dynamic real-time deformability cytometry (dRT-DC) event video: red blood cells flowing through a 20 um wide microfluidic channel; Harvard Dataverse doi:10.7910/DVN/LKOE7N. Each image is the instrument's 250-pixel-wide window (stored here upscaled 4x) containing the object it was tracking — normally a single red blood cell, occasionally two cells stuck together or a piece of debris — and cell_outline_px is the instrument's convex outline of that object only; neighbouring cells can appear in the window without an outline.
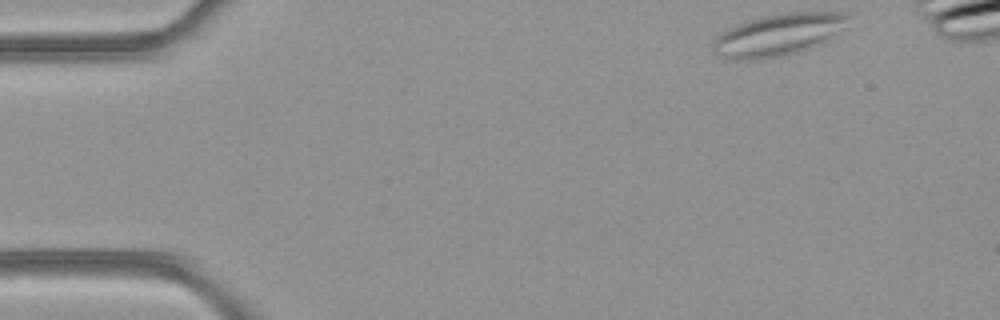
{"species": "common noctule bat (a hibernating species)", "species_latin": "Nyctalus noctula", "temperature_condition": "room temperature", "stored_images_in_passage": 42, "camera_frame_rate_fps": 3000, "um_per_image_px": 0.085, "animal": {"sex": "female", "body_mass_g": 21.9}, "frame": {"image": 1, "passage_image": 1, "time_ms": 0.0, "image_size_px": [1000, 320], "cell_outline_px": [[852, 16], [844, 28], [828, 40], [820, 44], [796, 52], [780, 56], [752, 60], [732, 60], [720, 56], [712, 52], [712, 44], [716, 36], [728, 28], [736, 24], [748, 20], [764, 16], [784, 12], [848, 12]], "centroid_in_image_um": [66.15, 2.94], "position_along_channel_um": 18.8, "area_um2": 33.35}}
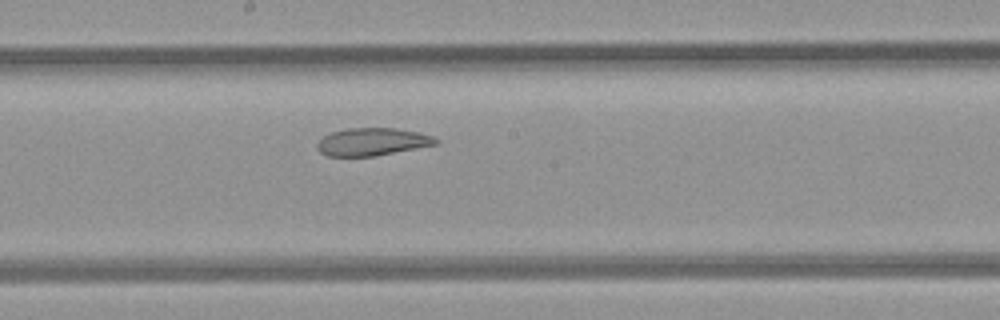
{"frame": {"image": 2, "passage_image": 23, "time_ms": 7.333, "image_size_px": [1000, 320], "cell_outline_px": [[440, 144], [372, 156], [328, 156], [320, 152], [316, 148], [316, 144], [324, 136], [332, 132], [348, 128], [396, 128], [420, 132], [432, 136], [440, 140]], "centroid_in_image_um": [31.67, 12.05], "position_along_channel_um": 216.5, "area_um2": 19.13}}
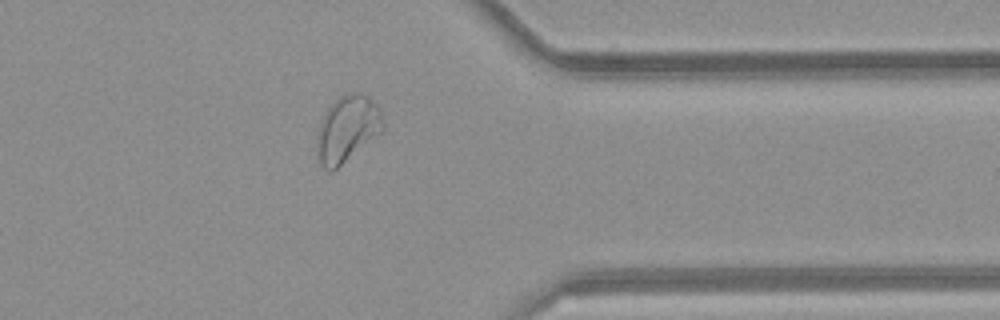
{"frame": {"image": 3, "passage_image": 36, "time_ms": 11.667, "image_size_px": [1000, 320], "cell_outline_px": [[384, 132], [332, 172], [328, 172], [320, 164], [316, 148], [316, 140], [320, 120], [328, 108], [340, 96], [348, 92], [360, 92], [368, 96], [376, 104], [380, 112], [384, 124]], "centroid_in_image_um": [29.52, 10.98], "position_along_channel_um": 381.9, "area_um2": 25.95}}